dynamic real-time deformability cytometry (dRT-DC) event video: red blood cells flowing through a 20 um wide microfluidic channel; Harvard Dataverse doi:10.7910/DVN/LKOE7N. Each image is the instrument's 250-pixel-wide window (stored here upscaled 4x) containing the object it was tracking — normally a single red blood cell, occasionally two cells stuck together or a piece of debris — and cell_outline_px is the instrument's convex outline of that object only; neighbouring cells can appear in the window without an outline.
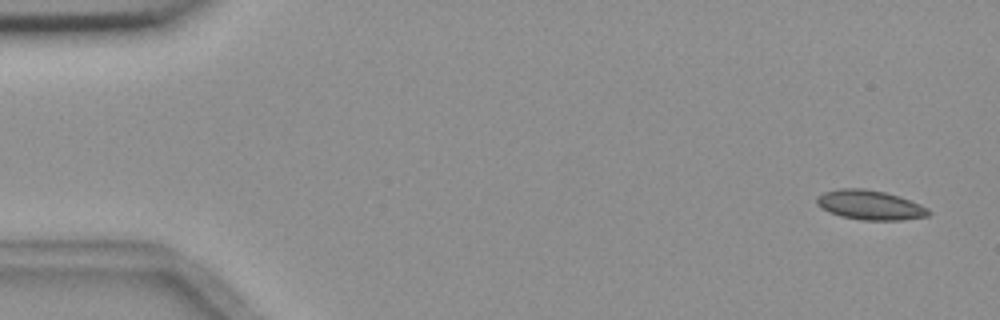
{"species": "common noctule bat (a hibernating species)", "species_latin": "Nyctalus noctula", "temperature_condition": "room temperature", "stored_images_in_passage": 4, "camera_frame_rate_fps": 3000, "um_per_image_px": 0.085, "animal": {"sex": "female", "body_mass_g": 18.4}, "frame": {"image": 1, "passage_image": 1, "time_ms": 0.0, "image_size_px": [1000, 320], "cell_outline_px": [[932, 212], [928, 216], [900, 220], [860, 220], [840, 216], [828, 212], [820, 208], [816, 204], [816, 196], [824, 192], [840, 188], [864, 188], [884, 192], [900, 196], [920, 204], [928, 208]], "centroid_in_image_um": [73.92, 17.42], "position_along_channel_um": 11.1, "area_um2": 19.48}}